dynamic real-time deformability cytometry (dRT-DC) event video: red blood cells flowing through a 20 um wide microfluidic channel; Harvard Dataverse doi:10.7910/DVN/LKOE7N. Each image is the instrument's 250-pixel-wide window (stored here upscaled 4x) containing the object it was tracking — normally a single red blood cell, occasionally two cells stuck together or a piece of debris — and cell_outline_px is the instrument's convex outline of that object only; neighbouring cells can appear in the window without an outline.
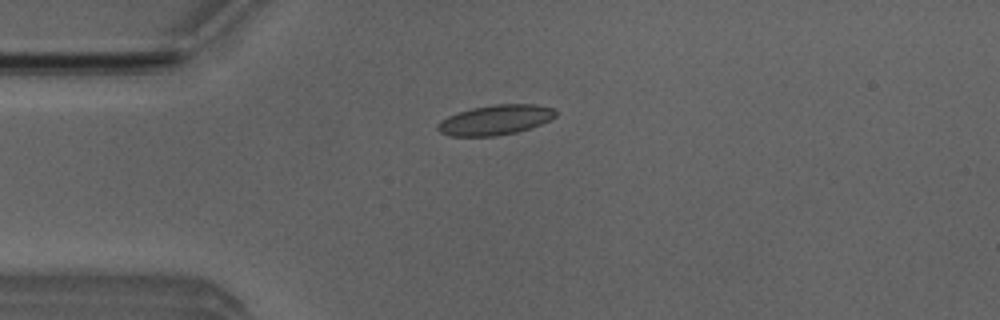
{"species": "Egyptian fruit bat (a non-hibernating species)", "species_latin": "Rousettus aegyptiacus", "temperature_condition": "room temperature", "stored_images_in_passage": 51, "camera_frame_rate_fps": 3000, "um_per_image_px": 0.085, "animal": {"sex": "male"}, "frame": {"image": 1, "passage_image": 13, "time_ms": 4.0, "image_size_px": [1000, 320], "cell_outline_px": [[556, 116], [540, 124], [516, 132], [496, 136], [448, 136], [440, 132], [436, 128], [436, 124], [440, 120], [448, 116], [472, 108], [496, 104], [536, 104], [556, 108]], "centroid_in_image_um": [42.09, 10.19], "position_along_channel_um": 42.9, "area_um2": 20.58}}
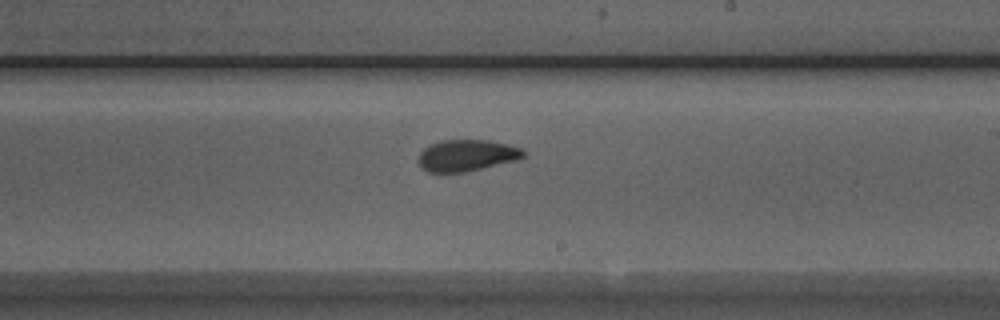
{"frame": {"image": 2, "passage_image": 30, "time_ms": 9.667, "image_size_px": [1000, 320], "cell_outline_px": [[528, 152], [524, 156], [516, 160], [464, 172], [428, 172], [420, 168], [416, 160], [420, 152], [428, 144], [444, 140], [488, 140], [508, 144], [520, 148]], "centroid_in_image_um": [39.62, 13.2], "position_along_channel_um": 249.4, "area_um2": 19.42}}
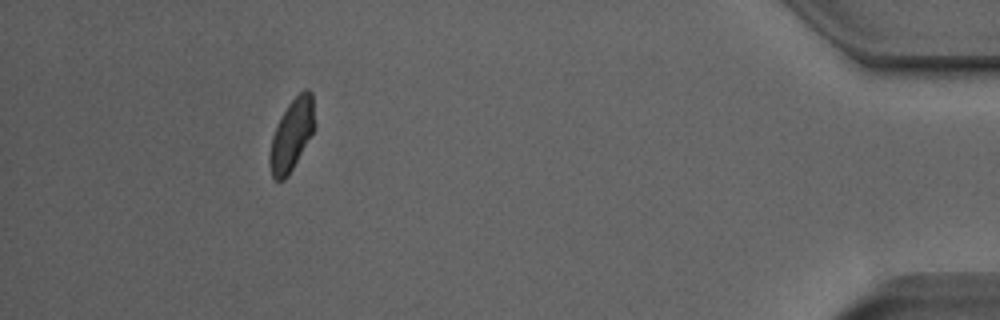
{"frame": {"image": 3, "passage_image": 47, "time_ms": 15.333, "image_size_px": [1000, 320], "cell_outline_px": [[316, 128], [288, 176], [284, 180], [276, 180], [272, 176], [268, 160], [272, 136], [288, 104], [304, 88], [308, 88], [312, 92], [316, 124]], "centroid_in_image_um": [24.83, 11.45], "position_along_channel_um": 410.4, "area_um2": 18.79}, "authors_computed_cell_mechanics": {"area_um2": 19.5942, "velocity_mm_per_s": 3.98, "shape_relaxation_time_tau1_ms": 3.4439, "shape_relaxation_time_tau2_ms": 0.8066, "deformation_change_tau1": 0.1036, "deformation_change_tau2": 0.0452}}